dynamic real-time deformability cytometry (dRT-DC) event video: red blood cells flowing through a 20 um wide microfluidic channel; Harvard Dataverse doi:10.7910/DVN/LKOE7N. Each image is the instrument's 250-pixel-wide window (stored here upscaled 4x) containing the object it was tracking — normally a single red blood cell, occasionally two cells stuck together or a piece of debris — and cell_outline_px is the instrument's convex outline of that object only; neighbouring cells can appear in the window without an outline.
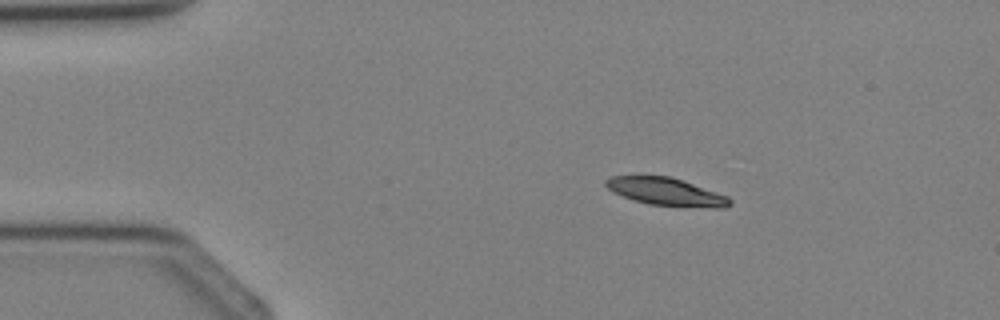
{"species": "Egyptian fruit bat (a non-hibernating species)", "species_latin": "Rousettus aegyptiacus", "temperature_condition": "cold", "stored_images_in_passage": 2, "camera_frame_rate_fps": 3000, "um_per_image_px": 0.085, "animal": {"sex": "female"}, "frame": {"image": 1, "passage_image": 1, "time_ms": 0.0, "image_size_px": [1000, 320], "cell_outline_px": [[732, 204], [724, 208], [712, 208], [648, 204], [632, 200], [612, 192], [604, 184], [604, 180], [608, 176], [668, 176], [728, 196], [732, 200]], "centroid_in_image_um": [56.58, 16.31], "position_along_channel_um": 28.4, "area_um2": 19.94}}